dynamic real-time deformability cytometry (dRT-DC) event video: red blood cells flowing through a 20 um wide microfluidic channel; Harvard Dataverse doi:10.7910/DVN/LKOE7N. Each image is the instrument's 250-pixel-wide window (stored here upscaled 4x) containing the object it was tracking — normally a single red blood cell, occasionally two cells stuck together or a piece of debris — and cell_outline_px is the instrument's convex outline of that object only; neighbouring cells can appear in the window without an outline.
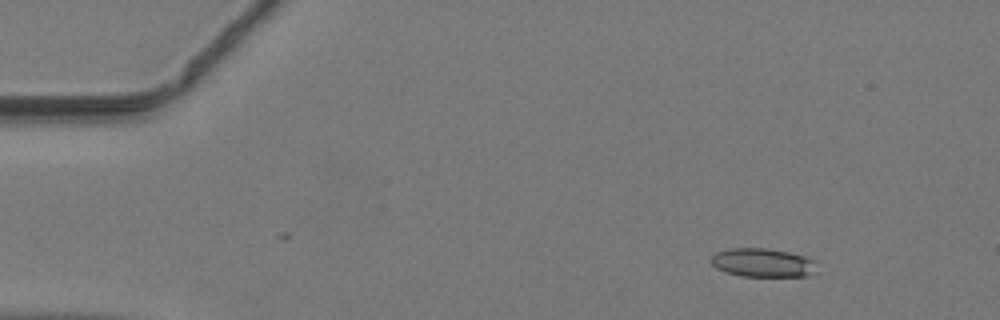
{"species": "common noctule bat (a hibernating species)", "species_latin": "Nyctalus noctula", "temperature_condition": "warm", "stored_images_in_passage": 42, "camera_frame_rate_fps": 3000, "um_per_image_px": 0.085, "animal": {"sex": "male", "body_mass_g": 19.2, "forearm_length_mm": 51.8}, "frame": {"image": 1, "passage_image": 1, "time_ms": 0.0, "image_size_px": [1000, 320], "cell_outline_px": [[816, 260], [812, 272], [808, 276], [740, 276], [724, 272], [716, 268], [708, 260], [716, 252], [728, 248], [768, 248], [808, 256]], "centroid_in_image_um": [64.79, 22.32], "position_along_channel_um": 20.2, "area_um2": 17.86}}
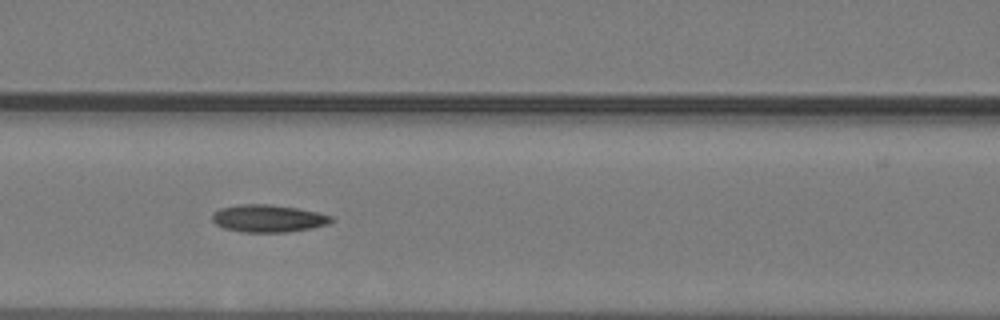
{"frame": {"image": 2, "passage_image": 16, "time_ms": 5.0, "image_size_px": [1000, 320], "cell_outline_px": [[332, 220], [328, 224], [312, 228], [284, 232], [244, 232], [224, 228], [216, 224], [212, 220], [212, 212], [220, 208], [240, 204], [268, 204], [296, 208], [316, 212], [332, 216]], "centroid_in_image_um": [22.76, 18.56], "position_along_channel_um": 143.8, "area_um2": 18.9}}
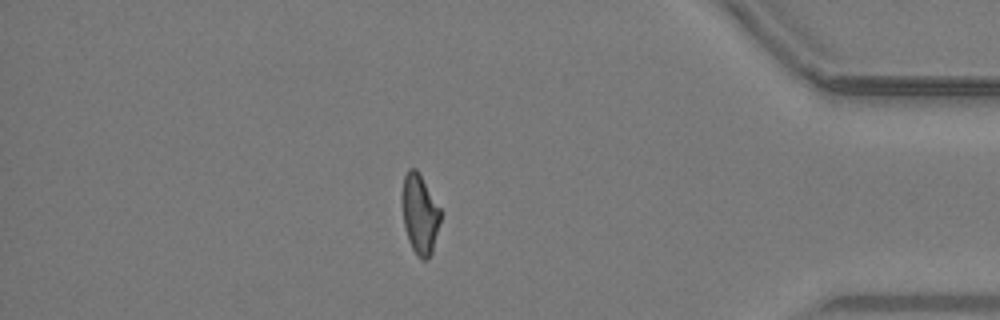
{"frame": {"image": 3, "passage_image": 36, "time_ms": 11.667, "image_size_px": [1000, 320], "cell_outline_px": [[440, 220], [432, 252], [428, 260], [424, 260], [412, 248], [408, 240], [404, 224], [404, 176], [408, 168], [416, 168], [440, 208]], "centroid_in_image_um": [35.71, 18.21], "position_along_channel_um": 399.5, "area_um2": 17.05}}